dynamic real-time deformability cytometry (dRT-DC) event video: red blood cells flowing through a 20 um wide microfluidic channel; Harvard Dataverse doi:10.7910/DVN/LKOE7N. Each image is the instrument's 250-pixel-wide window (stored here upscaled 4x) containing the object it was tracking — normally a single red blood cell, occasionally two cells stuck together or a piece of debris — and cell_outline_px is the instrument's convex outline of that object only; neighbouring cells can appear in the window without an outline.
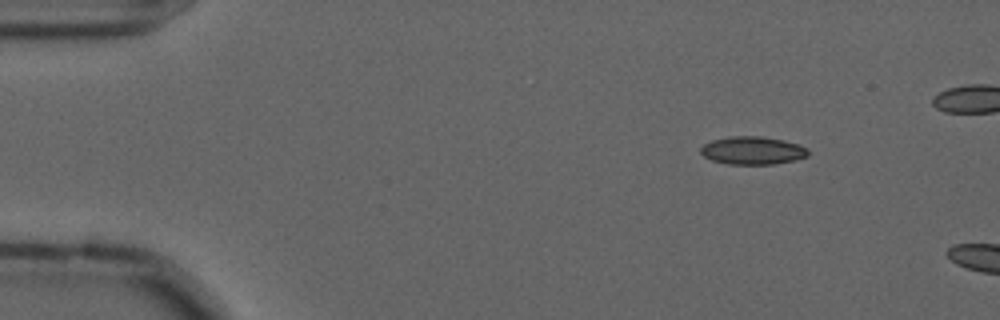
{"species": "common noctule bat (a hibernating species)", "species_latin": "Nyctalus noctula", "temperature_condition": "cold", "stored_images_in_passage": 15, "camera_frame_rate_fps": 3000, "um_per_image_px": 0.085, "animal": {"sex": "male", "forearm_length_mm": 52.5}, "frame": {"image": 1, "passage_image": 7, "time_ms": 2.0, "image_size_px": [1000, 320], "cell_outline_px": [[808, 156], [796, 160], [772, 164], [728, 164], [712, 160], [704, 156], [700, 152], [700, 148], [704, 144], [712, 140], [728, 136], [760, 136], [784, 140], [800, 144], [808, 148]], "centroid_in_image_um": [63.99, 12.78], "position_along_channel_um": 21.0, "area_um2": 17.63}}